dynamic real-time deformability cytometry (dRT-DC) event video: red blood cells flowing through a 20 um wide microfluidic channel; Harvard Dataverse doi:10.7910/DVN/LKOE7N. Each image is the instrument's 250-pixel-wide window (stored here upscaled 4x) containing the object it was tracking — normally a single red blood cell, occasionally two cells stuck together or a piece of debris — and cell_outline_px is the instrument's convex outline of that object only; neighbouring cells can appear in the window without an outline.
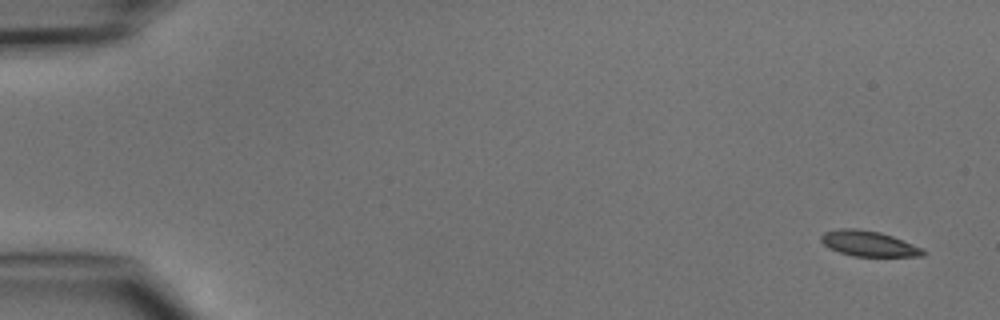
{"species": "common noctule bat (a hibernating species)", "species_latin": "Nyctalus noctula", "temperature_condition": "cold", "stored_images_in_passage": 4, "camera_frame_rate_fps": 3000, "um_per_image_px": 0.085, "animal": {"sex": "male", "body_mass_g": 15.6}, "frame": {"image": 1, "passage_image": 1, "time_ms": 0.0, "image_size_px": [1000, 320], "cell_outline_px": [[928, 252], [924, 256], [852, 256], [828, 248], [820, 240], [820, 236], [824, 232], [840, 228], [856, 228], [880, 232], [892, 236], [924, 248]], "centroid_in_image_um": [73.85, 20.7], "position_along_channel_um": 11.1, "area_um2": 15.26}}